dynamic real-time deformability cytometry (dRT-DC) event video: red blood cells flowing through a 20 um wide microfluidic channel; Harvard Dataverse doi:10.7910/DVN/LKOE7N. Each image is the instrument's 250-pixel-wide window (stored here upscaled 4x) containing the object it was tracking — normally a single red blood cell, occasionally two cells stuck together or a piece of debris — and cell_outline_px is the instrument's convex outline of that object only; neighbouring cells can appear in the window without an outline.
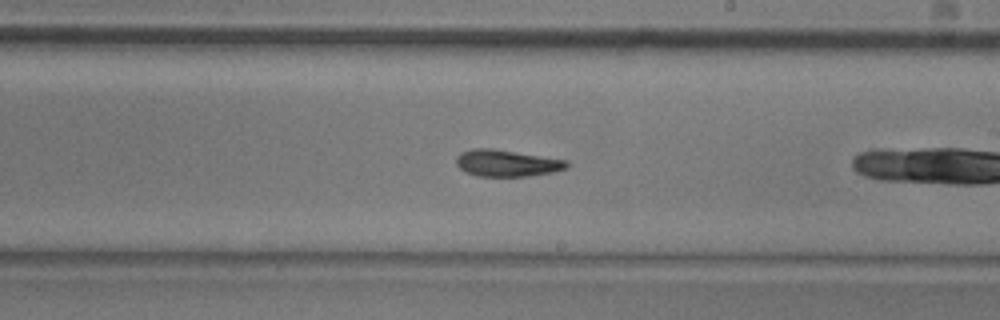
{"species": "common noctule bat (a hibernating species)", "species_latin": "Nyctalus noctula", "temperature_condition": "room temperature", "stored_images_in_passage": 17, "camera_frame_rate_fps": 3000, "um_per_image_px": 0.085, "animal": {"sex": "male", "body_mass_g": 20.5, "forearm_length_mm": 52.5}, "frame": {"image": 1, "passage_image": 16, "time_ms": 5.0, "image_size_px": [1000, 320], "cell_outline_px": [[568, 168], [556, 172], [528, 176], [480, 176], [464, 172], [456, 164], [456, 156], [460, 152], [472, 148], [492, 148], [568, 160]], "centroid_in_image_um": [43.08, 13.86], "position_along_channel_um": 245.9, "area_um2": 17.4}}